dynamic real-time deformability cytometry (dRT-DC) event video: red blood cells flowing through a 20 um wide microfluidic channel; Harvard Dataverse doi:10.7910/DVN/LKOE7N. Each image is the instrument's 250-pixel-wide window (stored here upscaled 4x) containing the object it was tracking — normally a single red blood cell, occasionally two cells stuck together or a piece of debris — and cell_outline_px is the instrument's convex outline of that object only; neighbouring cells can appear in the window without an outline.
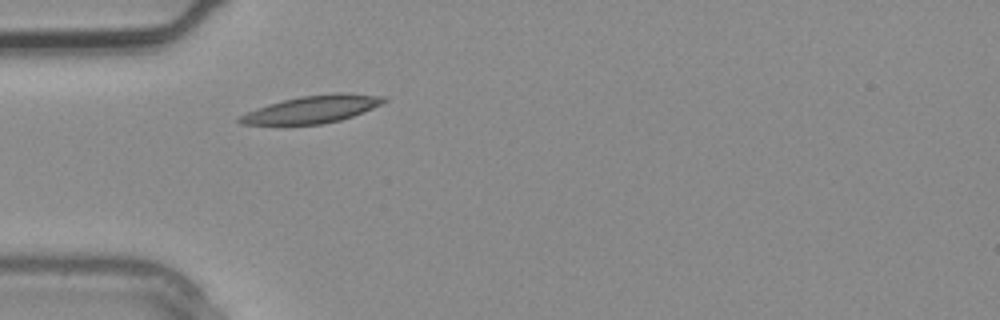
{"species": "common noctule bat (a hibernating species)", "species_latin": "Nyctalus noctula", "temperature_condition": "warm", "stored_images_in_passage": 1, "camera_frame_rate_fps": 3000, "um_per_image_px": 0.085, "animal": {"sex": "male", "body_mass_g": 20.4}, "frame": {"image": 1, "passage_image": 1, "time_ms": 0.0, "image_size_px": [1000, 320], "cell_outline_px": [[388, 100], [372, 108], [352, 116], [340, 120], [320, 124], [240, 124], [236, 120], [240, 116], [248, 112], [268, 104], [300, 96], [336, 92], [344, 92], [384, 96]], "centroid_in_image_um": [26.56, 9.27], "position_along_channel_um": 58.4, "area_um2": 22.77}}